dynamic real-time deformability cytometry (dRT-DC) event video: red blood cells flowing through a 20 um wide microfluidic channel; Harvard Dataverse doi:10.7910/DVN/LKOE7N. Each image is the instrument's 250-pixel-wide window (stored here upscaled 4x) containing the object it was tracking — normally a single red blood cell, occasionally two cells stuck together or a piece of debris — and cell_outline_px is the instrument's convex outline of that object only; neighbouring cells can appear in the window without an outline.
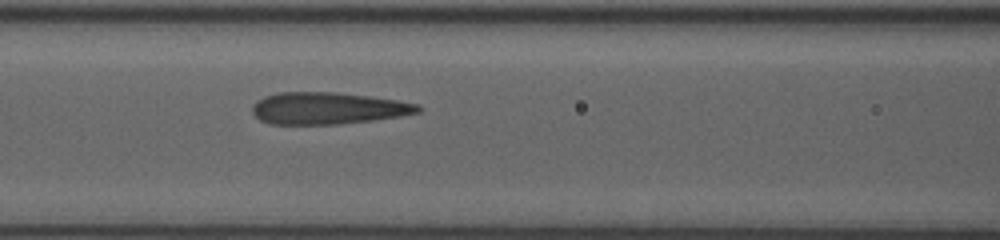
{"species": "human", "species_latin": "Homo sapiens", "temperature_condition": "room temperature", "stored_images_in_passage": 36, "camera_frame_rate_fps": 3000, "um_per_image_px": 0.085, "donor": {"sex": "female"}, "frame": {"image": 1, "passage_image": 14, "time_ms": 4.333, "image_size_px": [1000, 240], "cell_outline_px": [[424, 108], [420, 112], [400, 116], [372, 120], [340, 124], [268, 124], [260, 120], [252, 112], [252, 104], [256, 100], [264, 96], [280, 92], [336, 92], [400, 100], [420, 104]], "centroid_in_image_um": [27.88, 9.2], "position_along_channel_um": 138.7, "area_um2": 31.1}}
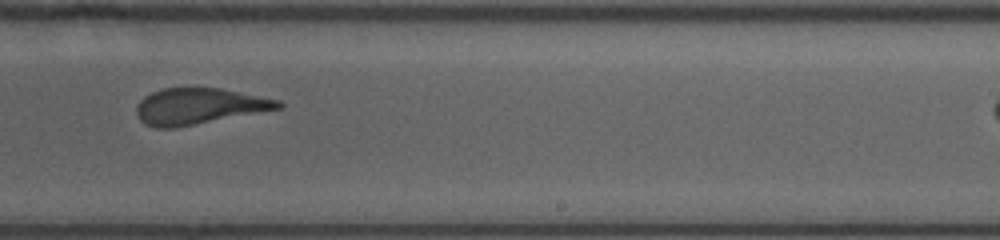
{"frame": {"image": 2, "passage_image": 24, "time_ms": 7.667, "image_size_px": [1000, 240], "cell_outline_px": [[284, 104], [280, 108], [172, 128], [156, 128], [144, 124], [136, 116], [136, 108], [140, 100], [144, 96], [152, 92], [164, 88], [220, 88], [280, 100]], "centroid_in_image_um": [16.86, 9.02], "position_along_channel_um": 272.1, "area_um2": 29.42}}
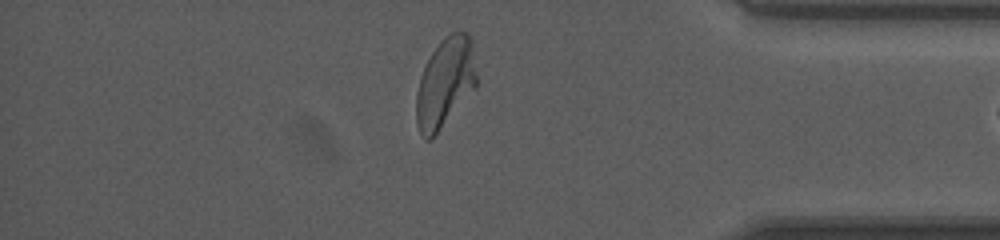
{"frame": {"image": 3, "passage_image": 35, "time_ms": 11.333, "image_size_px": [1000, 240], "cell_outline_px": [[476, 88], [432, 140], [424, 140], [420, 136], [416, 124], [416, 96], [420, 76], [432, 52], [440, 40], [448, 32], [464, 32], [472, 40], [476, 76]], "centroid_in_image_um": [37.82, 7.08], "position_along_channel_um": 397.4, "area_um2": 31.85}}